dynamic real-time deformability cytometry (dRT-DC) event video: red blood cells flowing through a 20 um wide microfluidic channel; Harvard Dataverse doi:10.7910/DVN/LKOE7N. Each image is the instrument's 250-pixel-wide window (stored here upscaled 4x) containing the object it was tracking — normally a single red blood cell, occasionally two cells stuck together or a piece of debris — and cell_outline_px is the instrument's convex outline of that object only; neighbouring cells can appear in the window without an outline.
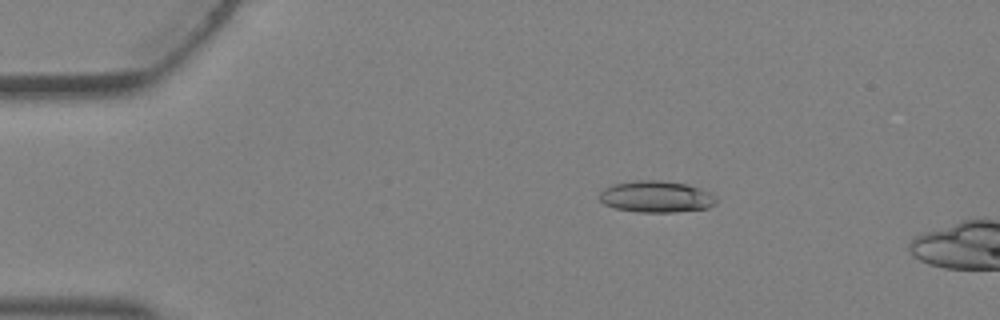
{"species": "Egyptian fruit bat (a non-hibernating species)", "species_latin": "Rousettus aegyptiacus", "temperature_condition": "warm", "stored_images_in_passage": 4, "camera_frame_rate_fps": 3000, "um_per_image_px": 0.085, "animal": {"sex": "female"}, "frame": {"image": 1, "passage_image": 2, "time_ms": 0.333, "image_size_px": [1000, 320], "cell_outline_px": [[716, 204], [708, 208], [672, 212], [636, 212], [616, 208], [604, 204], [600, 200], [600, 192], [604, 188], [612, 184], [636, 180], [660, 180], [688, 184], [700, 188], [716, 196]], "centroid_in_image_um": [55.78, 16.71], "position_along_channel_um": 29.2, "area_um2": 21.56}}